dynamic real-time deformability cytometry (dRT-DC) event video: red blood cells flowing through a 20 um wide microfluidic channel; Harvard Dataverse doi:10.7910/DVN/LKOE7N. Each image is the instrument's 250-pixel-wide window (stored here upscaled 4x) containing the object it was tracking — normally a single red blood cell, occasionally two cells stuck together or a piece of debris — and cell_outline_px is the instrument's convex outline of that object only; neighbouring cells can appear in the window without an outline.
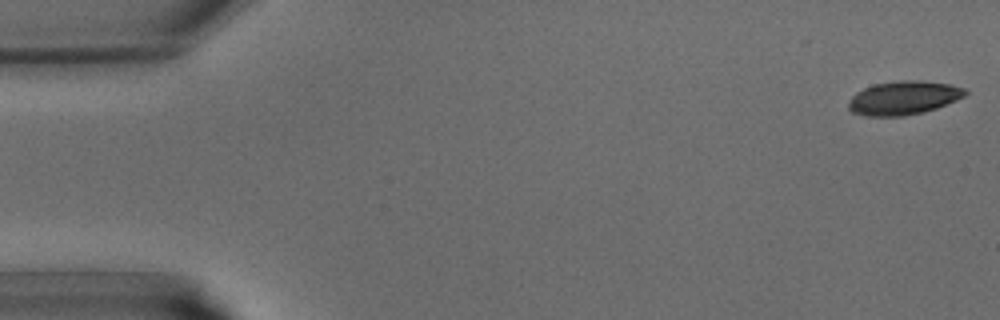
{"species": "common noctule bat (a hibernating species)", "species_latin": "Nyctalus noctula", "temperature_condition": "warm", "stored_images_in_passage": 11, "camera_frame_rate_fps": 3000, "um_per_image_px": 0.085, "animal": {"sex": "male", "body_mass_g": 15.6}, "frame": {"image": 1, "passage_image": 1, "time_ms": 0.0, "image_size_px": [1000, 320], "cell_outline_px": [[968, 92], [964, 96], [956, 100], [936, 108], [924, 112], [904, 116], [864, 116], [852, 112], [848, 108], [848, 104], [852, 96], [856, 92], [872, 84], [900, 80], [920, 80], [948, 84], [964, 88]], "centroid_in_image_um": [76.78, 8.32], "position_along_channel_um": 8.2, "area_um2": 22.95}}
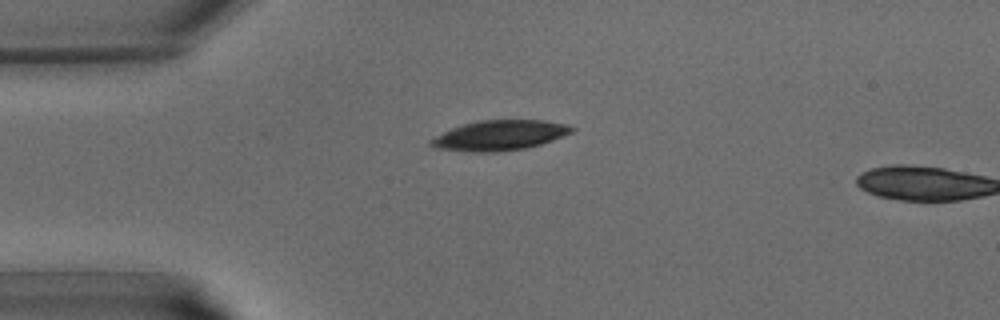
{"frame": {"image": 2, "passage_image": 10, "time_ms": 3.0, "image_size_px": [1000, 320], "cell_outline_px": [[576, 128], [572, 132], [564, 136], [540, 144], [524, 148], [500, 152], [472, 152], [436, 148], [428, 144], [428, 140], [452, 128], [476, 120], [544, 120], [568, 124]], "centroid_in_image_um": [42.48, 11.5], "position_along_channel_um": 42.5, "area_um2": 24.74}}